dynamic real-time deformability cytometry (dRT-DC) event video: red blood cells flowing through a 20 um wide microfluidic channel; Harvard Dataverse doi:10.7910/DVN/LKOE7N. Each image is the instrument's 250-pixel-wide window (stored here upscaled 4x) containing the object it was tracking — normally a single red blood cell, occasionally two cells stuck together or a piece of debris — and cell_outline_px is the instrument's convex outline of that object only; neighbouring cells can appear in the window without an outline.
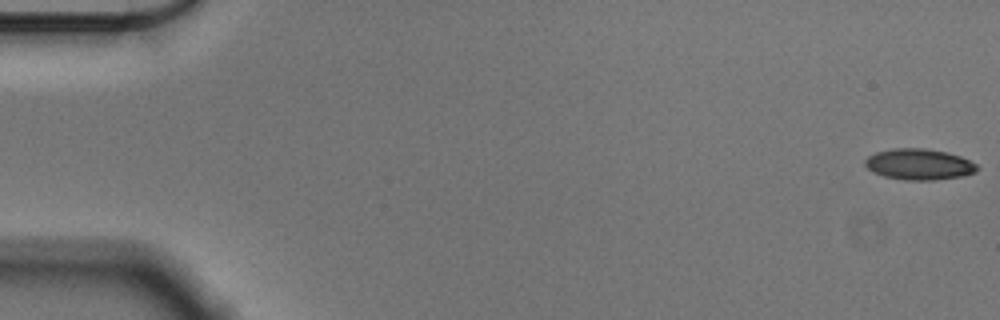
{"species": "Egyptian fruit bat (a non-hibernating species)", "species_latin": "Rousettus aegyptiacus", "temperature_condition": "cold", "stored_images_in_passage": 56, "camera_frame_rate_fps": 3000, "um_per_image_px": 0.085, "animal": {"sex": "male"}, "frame": {"image": 1, "passage_image": 1, "time_ms": 0.0, "image_size_px": [1000, 320], "cell_outline_px": [[980, 168], [976, 172], [964, 176], [932, 180], [904, 180], [884, 176], [872, 172], [864, 164], [864, 160], [868, 156], [876, 152], [892, 148], [924, 148], [948, 152], [960, 156], [976, 164]], "centroid_in_image_um": [78.12, 13.96], "position_along_channel_um": 6.9, "area_um2": 20.4}}
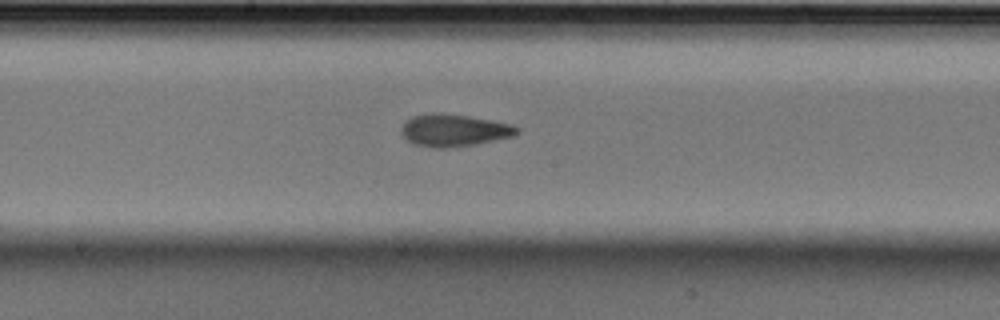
{"frame": {"image": 2, "passage_image": 30, "time_ms": 9.667, "image_size_px": [1000, 320], "cell_outline_px": [[520, 132], [512, 136], [476, 144], [444, 148], [432, 148], [412, 144], [404, 140], [400, 132], [400, 128], [412, 116], [468, 116], [492, 120], [512, 124], [520, 128]], "centroid_in_image_um": [38.6, 11.13], "position_along_channel_um": 209.6, "area_um2": 21.1}}
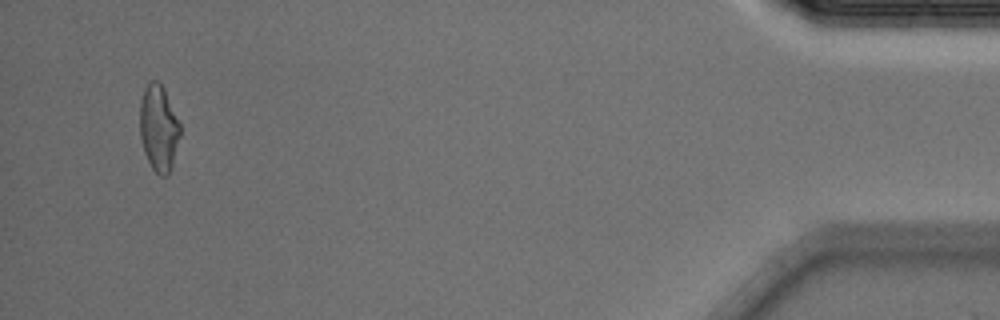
{"frame": {"image": 3, "passage_image": 54, "time_ms": 17.667, "image_size_px": [1000, 320], "cell_outline_px": [[180, 136], [172, 168], [168, 176], [160, 176], [152, 168], [144, 152], [140, 136], [140, 100], [144, 88], [152, 80], [160, 80], [164, 88], [180, 124]], "centroid_in_image_um": [13.49, 10.89], "position_along_channel_um": 421.7, "area_um2": 20.4}, "authors_computed_cell_mechanics": {"area_um2": 20.519, "velocity_mm_per_s": 3.6091, "shape_relaxation_time_tau1_ms": 9.6988, "shape_relaxation_time_tau2_ms": 2.8751, "deformation_change_tau1": 0.1923, "deformation_change_tau2": 0.0972}}